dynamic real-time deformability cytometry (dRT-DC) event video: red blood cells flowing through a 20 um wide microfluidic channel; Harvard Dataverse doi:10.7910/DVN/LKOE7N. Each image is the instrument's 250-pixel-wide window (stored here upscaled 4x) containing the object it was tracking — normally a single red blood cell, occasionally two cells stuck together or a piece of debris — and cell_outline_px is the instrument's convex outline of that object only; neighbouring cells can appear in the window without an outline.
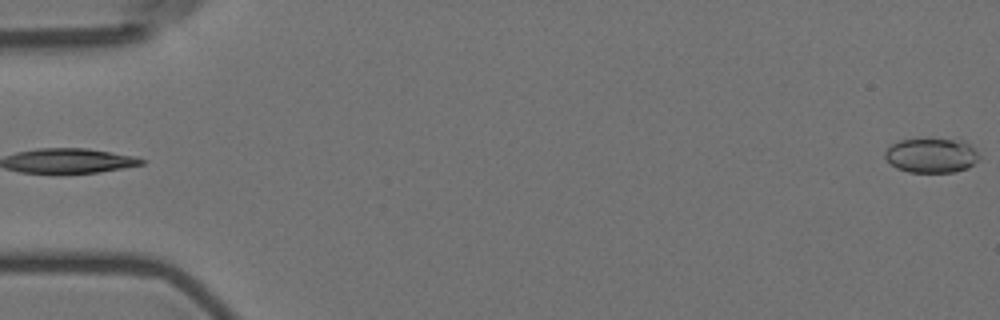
{"species": "Egyptian fruit bat (a non-hibernating species)", "species_latin": "Rousettus aegyptiacus", "temperature_condition": "room temperature", "stored_images_in_passage": 6, "camera_frame_rate_fps": 3000, "um_per_image_px": 0.085, "animal": {"sex": "female"}, "frame": {"image": 1, "passage_image": 6, "time_ms": 6.0, "image_size_px": [1000, 320], "cell_outline_px": [[980, 156], [968, 168], [952, 172], [908, 172], [896, 168], [884, 156], [884, 152], [892, 144], [900, 140], [964, 140]], "centroid_in_image_um": [79.15, 13.23], "position_along_channel_um": 5.9, "area_um2": 18.55}}